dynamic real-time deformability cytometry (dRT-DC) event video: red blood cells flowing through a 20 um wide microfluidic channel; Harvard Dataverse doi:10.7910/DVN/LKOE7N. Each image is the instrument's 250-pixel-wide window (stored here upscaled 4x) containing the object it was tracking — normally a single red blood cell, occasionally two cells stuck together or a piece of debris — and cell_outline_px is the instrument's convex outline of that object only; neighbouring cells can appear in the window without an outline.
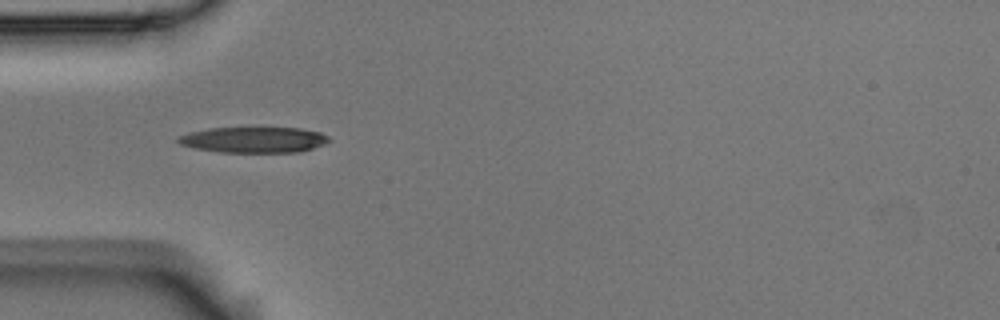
{"species": "Egyptian fruit bat (a non-hibernating species)", "species_latin": "Rousettus aegyptiacus", "temperature_condition": "room temperature", "stored_images_in_passage": 3, "camera_frame_rate_fps": 3000, "um_per_image_px": 0.085, "animal": {"sex": "male"}, "frame": {"image": 1, "passage_image": 1, "time_ms": 0.0, "image_size_px": [1000, 320], "cell_outline_px": [[328, 140], [324, 144], [300, 152], [220, 152], [196, 148], [180, 144], [176, 140], [180, 136], [192, 132], [208, 128], [300, 128], [320, 132], [328, 136]], "centroid_in_image_um": [21.58, 11.88], "position_along_channel_um": 63.4, "area_um2": 22.37}}
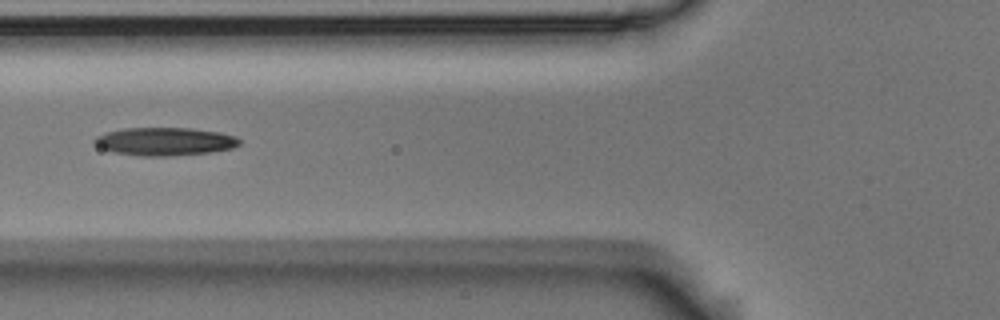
{"frame": {"image": 2, "passage_image": 2, "time_ms": 0.333, "image_size_px": [1000, 320], "cell_outline_px": [[240, 144], [232, 148], [208, 152], [172, 156], [144, 156], [112, 152], [100, 148], [92, 144], [92, 140], [96, 136], [108, 132], [124, 128], [188, 128], [220, 132], [236, 136], [240, 140]], "centroid_in_image_um": [13.97, 12.02], "position_along_channel_um": 111.8, "area_um2": 23.76}}
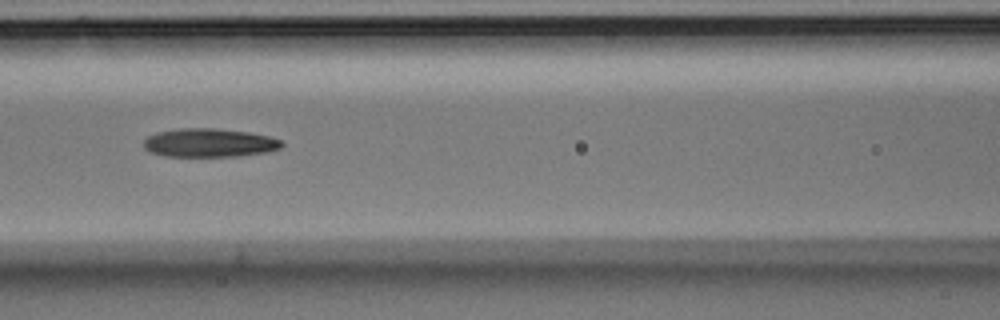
{"frame": {"image": 3, "passage_image": 3, "time_ms": 0.667, "image_size_px": [1000, 320], "cell_outline_px": [[284, 144], [280, 148], [268, 152], [236, 156], [164, 156], [148, 152], [144, 148], [144, 140], [148, 136], [156, 132], [180, 128], [216, 128], [248, 132], [268, 136], [280, 140]], "centroid_in_image_um": [17.76, 12.14], "position_along_channel_um": 148.8, "area_um2": 23.06}}